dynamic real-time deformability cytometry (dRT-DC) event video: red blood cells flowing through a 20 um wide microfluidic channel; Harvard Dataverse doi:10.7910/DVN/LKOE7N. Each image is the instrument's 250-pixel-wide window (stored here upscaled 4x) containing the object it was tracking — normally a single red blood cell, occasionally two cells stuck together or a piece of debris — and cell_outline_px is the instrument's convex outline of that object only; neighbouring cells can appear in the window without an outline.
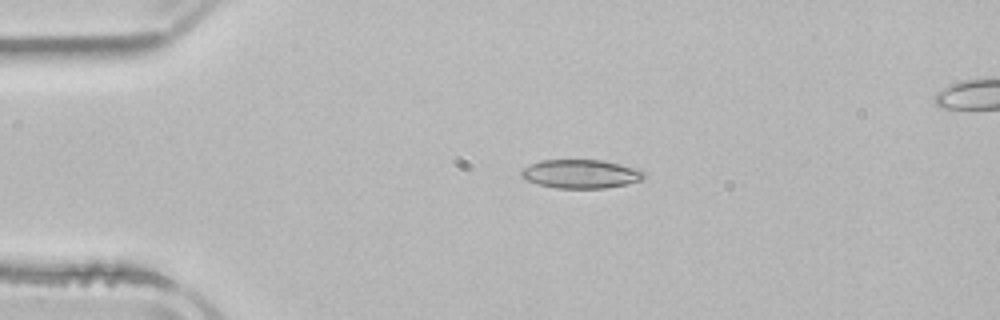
{"species": "common noctule bat (a hibernating species)", "species_latin": "Nyctalus noctula", "temperature_condition": "room temperature", "stored_images_in_passage": 5, "camera_frame_rate_fps": 3000, "um_per_image_px": 0.085, "animal": {"sex": "male", "body_mass_g": 21.5, "forearm_length_mm": 52.0}, "frame": {"image": 1, "passage_image": 3, "time_ms": 3.0, "image_size_px": [1000, 320], "cell_outline_px": [[648, 172], [640, 180], [628, 184], [604, 188], [556, 188], [536, 184], [520, 176], [520, 172], [524, 168], [540, 160], [604, 160], [620, 164]], "centroid_in_image_um": [49.37, 14.78], "position_along_channel_um": 35.6, "area_um2": 20.52}}